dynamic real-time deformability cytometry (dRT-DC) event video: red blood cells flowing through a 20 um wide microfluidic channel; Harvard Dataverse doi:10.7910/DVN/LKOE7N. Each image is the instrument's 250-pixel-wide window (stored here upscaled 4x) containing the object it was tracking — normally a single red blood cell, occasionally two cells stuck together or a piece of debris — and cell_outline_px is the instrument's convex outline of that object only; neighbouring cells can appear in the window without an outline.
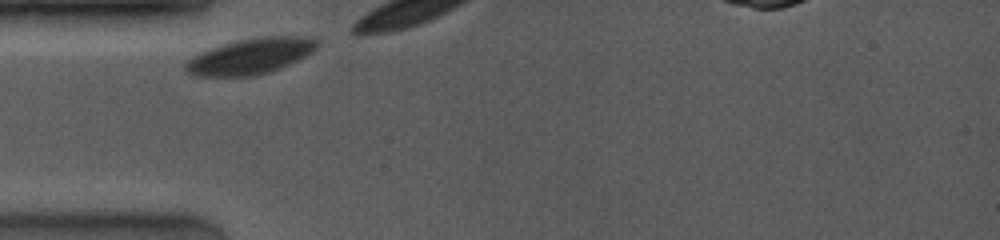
{"species": "common noctule bat (a hibernating species)", "species_latin": "Nyctalus noctula", "temperature_condition": "room temperature", "stored_images_in_passage": 4, "camera_frame_rate_fps": 4000, "um_per_image_px": 0.085, "animal": {"sex": "female", "body_mass_g": 19.0, "forearm_length_mm": 53.3}, "frame": {"image": 1, "passage_image": 1, "time_ms": 0.0, "image_size_px": [1000, 240], "cell_outline_px": [[320, 40], [316, 48], [312, 52], [280, 68], [256, 76], [192, 76], [184, 68], [184, 64], [192, 56], [200, 52], [224, 44], [240, 40], [260, 36], [312, 36]], "centroid_in_image_um": [21.3, 4.77], "position_along_channel_um": 63.7, "area_um2": 27.4}}